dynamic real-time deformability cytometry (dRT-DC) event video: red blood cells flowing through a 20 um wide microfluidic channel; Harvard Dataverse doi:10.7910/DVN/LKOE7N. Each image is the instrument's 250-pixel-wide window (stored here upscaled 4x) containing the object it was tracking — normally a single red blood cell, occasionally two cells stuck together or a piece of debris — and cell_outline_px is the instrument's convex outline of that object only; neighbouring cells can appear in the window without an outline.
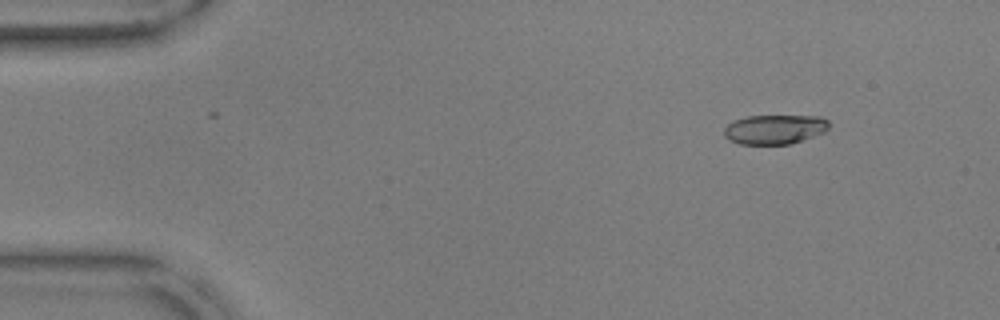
{"species": "common noctule bat (a hibernating species)", "species_latin": "Nyctalus noctula", "temperature_condition": "warm", "stored_images_in_passage": 19, "camera_frame_rate_fps": 3000, "um_per_image_px": 0.085, "animal": {"sex": "male", "body_mass_g": 17.9, "forearm_length_mm": 54.2}, "frame": {"image": 1, "passage_image": 6, "time_ms": 1.667, "image_size_px": [1000, 320], "cell_outline_px": [[828, 128], [824, 132], [804, 140], [792, 144], [740, 144], [728, 140], [724, 136], [724, 128], [728, 124], [736, 120], [748, 116], [820, 116], [828, 120]], "centroid_in_image_um": [65.85, 11.0], "position_along_channel_um": 19.2, "area_um2": 18.03}}
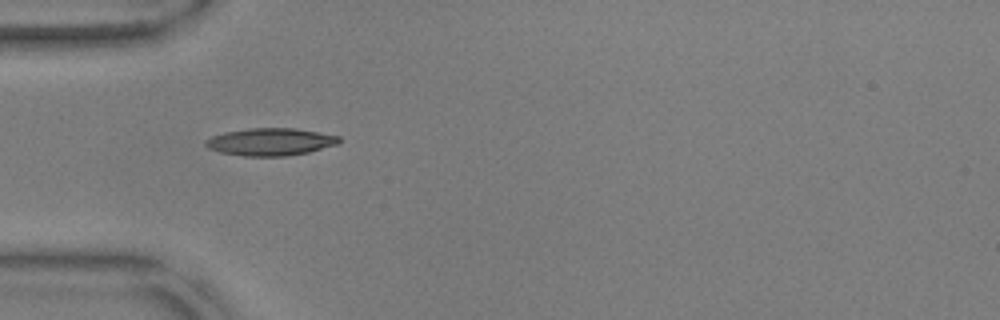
{"frame": {"image": 2, "passage_image": 17, "time_ms": 5.333, "image_size_px": [1000, 320], "cell_outline_px": [[340, 140], [336, 144], [308, 152], [288, 156], [244, 156], [220, 152], [208, 148], [204, 144], [204, 140], [212, 136], [224, 132], [248, 128], [296, 128], [340, 136]], "centroid_in_image_um": [22.95, 12.05], "position_along_channel_um": 62.1, "area_um2": 21.33}}